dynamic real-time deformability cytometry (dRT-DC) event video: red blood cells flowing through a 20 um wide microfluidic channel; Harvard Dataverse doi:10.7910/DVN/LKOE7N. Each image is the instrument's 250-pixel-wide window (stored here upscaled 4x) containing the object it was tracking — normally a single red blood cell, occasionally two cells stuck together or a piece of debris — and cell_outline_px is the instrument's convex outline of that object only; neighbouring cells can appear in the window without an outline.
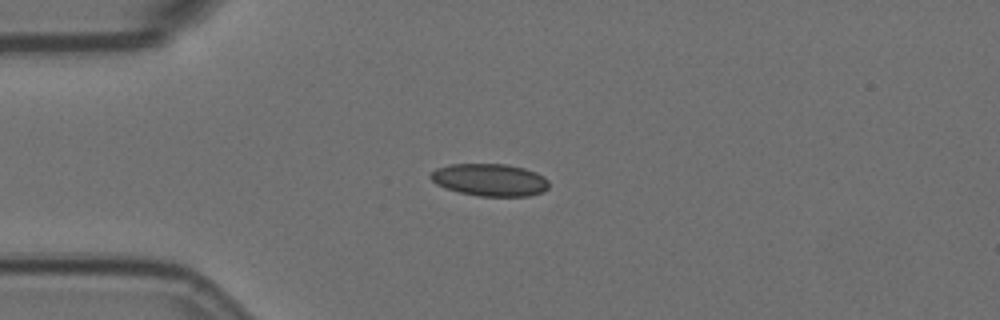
{"species": "Egyptian fruit bat (a non-hibernating species)", "species_latin": "Rousettus aegyptiacus", "temperature_condition": "room temperature", "stored_images_in_passage": 3, "camera_frame_rate_fps": 3000, "um_per_image_px": 0.085, "animal": {"sex": "female"}, "frame": {"image": 1, "passage_image": 2, "time_ms": 0.333, "image_size_px": [1000, 320], "cell_outline_px": [[548, 188], [544, 192], [528, 196], [480, 196], [460, 192], [444, 188], [436, 184], [428, 176], [436, 168], [452, 164], [504, 164], [524, 168], [536, 172], [544, 176], [548, 180]], "centroid_in_image_um": [41.64, 15.29], "position_along_channel_um": 43.4, "area_um2": 22.37}}